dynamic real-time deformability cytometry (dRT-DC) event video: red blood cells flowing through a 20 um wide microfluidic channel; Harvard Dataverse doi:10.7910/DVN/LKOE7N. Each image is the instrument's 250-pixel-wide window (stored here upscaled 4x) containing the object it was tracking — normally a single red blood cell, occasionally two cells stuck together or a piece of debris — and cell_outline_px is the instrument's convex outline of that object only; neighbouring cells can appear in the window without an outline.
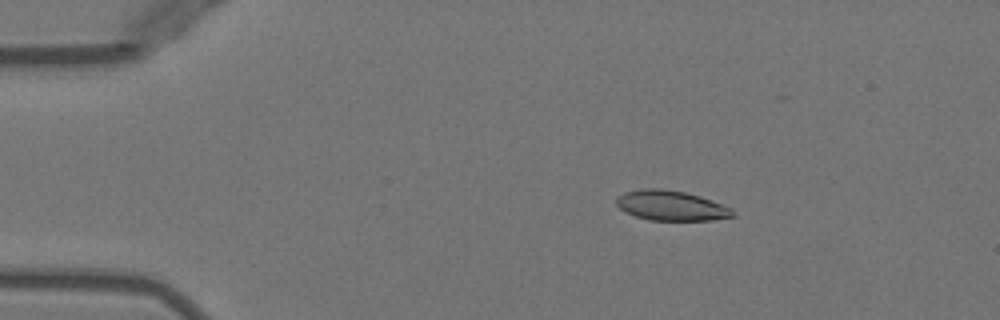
{"species": "Egyptian fruit bat (a non-hibernating species)", "species_latin": "Rousettus aegyptiacus", "temperature_condition": "warm", "stored_images_in_passage": 26, "camera_frame_rate_fps": 3000, "um_per_image_px": 0.085, "animal": {"sex": "female"}, "frame": {"image": 1, "passage_image": 1, "time_ms": 0.0, "image_size_px": [1000, 320], "cell_outline_px": [[736, 216], [712, 220], [648, 220], [636, 216], [620, 208], [616, 204], [616, 196], [624, 192], [644, 188], [660, 188], [684, 192], [700, 196], [732, 208]], "centroid_in_image_um": [57.05, 17.47], "position_along_channel_um": 28.0, "area_um2": 20.29}}
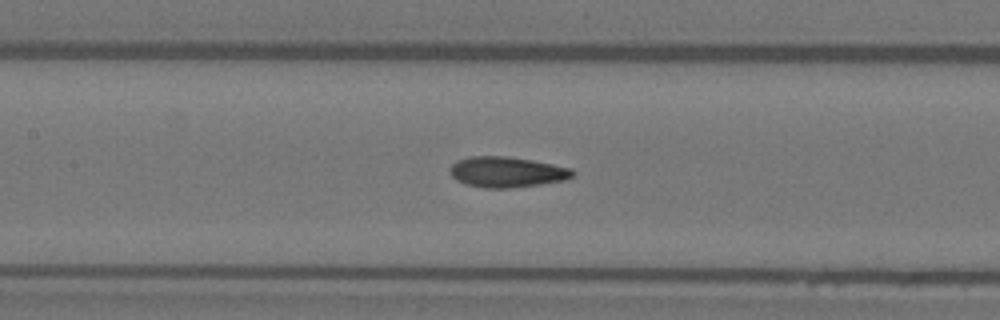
{"frame": {"image": 2, "passage_image": 16, "time_ms": 5.0, "image_size_px": [1000, 320], "cell_outline_px": [[576, 172], [572, 176], [564, 180], [540, 184], [508, 188], [484, 188], [464, 184], [456, 180], [452, 176], [452, 164], [456, 160], [468, 156], [508, 156], [532, 160], [572, 168]], "centroid_in_image_um": [43.07, 14.61], "position_along_channel_um": 164.3, "area_um2": 21.85}}
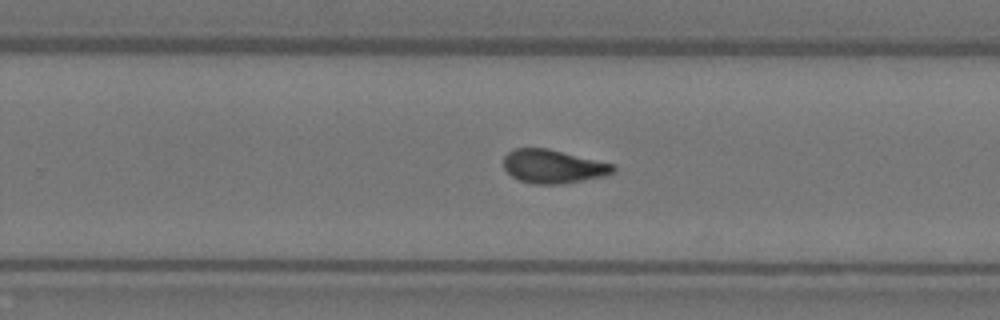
{"frame": {"image": 3, "passage_image": 25, "time_ms": 8.0, "image_size_px": [1000, 320], "cell_outline_px": [[616, 172], [604, 176], [560, 184], [532, 184], [520, 180], [512, 176], [504, 168], [504, 156], [512, 148], [548, 148], [616, 164]], "centroid_in_image_um": [47.04, 14.14], "position_along_channel_um": 282.8, "area_um2": 21.62}}